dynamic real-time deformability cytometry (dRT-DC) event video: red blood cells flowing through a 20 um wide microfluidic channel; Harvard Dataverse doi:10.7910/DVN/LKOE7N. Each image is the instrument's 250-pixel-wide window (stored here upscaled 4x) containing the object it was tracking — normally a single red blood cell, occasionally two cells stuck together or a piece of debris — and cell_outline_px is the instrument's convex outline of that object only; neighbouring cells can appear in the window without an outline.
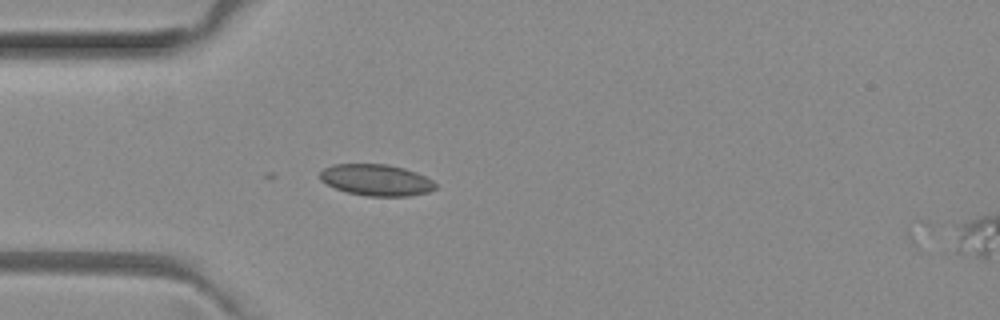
{"species": "common noctule bat (a hibernating species)", "species_latin": "Nyctalus noctula", "temperature_condition": "room temperature", "stored_images_in_passage": 5, "segment_of_instrument_passage": [1, 2], "camera_frame_rate_fps": 3000, "um_per_image_px": 0.085, "animal": {"sex": "female", "body_mass_g": 29.2, "forearm_length_mm": 56.3}, "frame": {"image": 1, "passage_image": 4, "time_ms": 1.0, "image_size_px": [1000, 320], "cell_outline_px": [[436, 188], [428, 192], [408, 196], [368, 196], [348, 192], [336, 188], [320, 180], [320, 172], [324, 168], [332, 164], [388, 164], [404, 168], [416, 172], [432, 180], [436, 184]], "centroid_in_image_um": [31.99, 15.29], "position_along_channel_um": 53.0, "area_um2": 21.04}}